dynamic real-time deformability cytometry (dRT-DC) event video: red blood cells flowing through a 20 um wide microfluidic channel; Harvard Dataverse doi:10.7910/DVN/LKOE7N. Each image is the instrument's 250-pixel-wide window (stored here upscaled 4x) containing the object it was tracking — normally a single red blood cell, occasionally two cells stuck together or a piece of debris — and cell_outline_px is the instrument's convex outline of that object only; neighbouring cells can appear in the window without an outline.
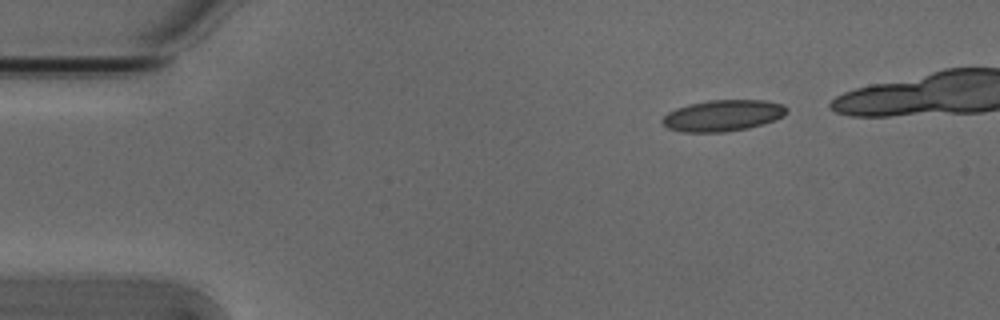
{"species": "Egyptian fruit bat (a non-hibernating species)", "species_latin": "Rousettus aegyptiacus", "temperature_condition": "cold", "stored_images_in_passage": 4, "camera_frame_rate_fps": 3000, "um_per_image_px": 0.085, "animal": {"sex": "male"}, "frame": {"image": 1, "passage_image": 1, "time_ms": 0.0, "image_size_px": [1000, 320], "cell_outline_px": [[788, 112], [784, 116], [776, 120], [748, 128], [724, 132], [680, 132], [668, 128], [660, 120], [668, 112], [676, 108], [688, 104], [708, 100], [764, 100], [784, 104], [788, 108]], "centroid_in_image_um": [61.46, 9.82], "position_along_channel_um": 23.5, "area_um2": 22.89}}